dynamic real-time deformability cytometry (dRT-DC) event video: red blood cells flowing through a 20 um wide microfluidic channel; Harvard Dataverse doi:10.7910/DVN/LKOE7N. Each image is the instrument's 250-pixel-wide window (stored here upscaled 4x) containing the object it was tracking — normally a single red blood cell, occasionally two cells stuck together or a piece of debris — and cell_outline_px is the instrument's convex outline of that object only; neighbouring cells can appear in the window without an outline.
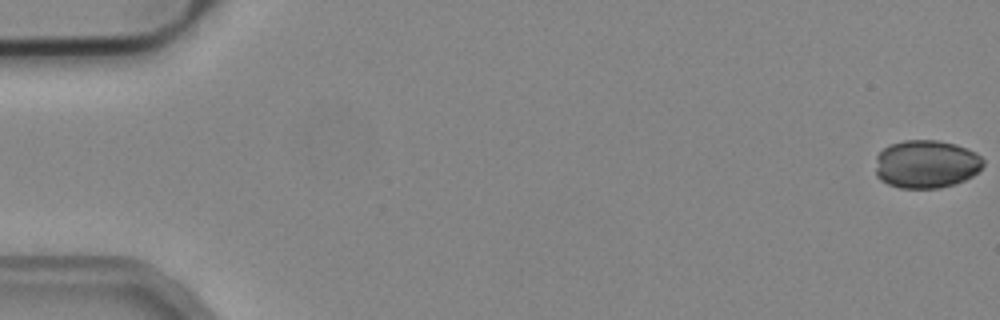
{"species": "common noctule bat (a hibernating species)", "species_latin": "Nyctalus noctula", "temperature_condition": "cold", "stored_images_in_passage": 49, "camera_frame_rate_fps": 3000, "um_per_image_px": 0.085, "animal": {"sex": "male", "body_mass_g": 19.2, "forearm_length_mm": 51.8}, "frame": {"image": 1, "passage_image": 1, "time_ms": 0.0, "image_size_px": [1000, 320], "cell_outline_px": [[984, 164], [972, 176], [964, 180], [940, 188], [900, 188], [888, 184], [880, 180], [876, 176], [876, 156], [888, 144], [904, 140], [936, 140], [956, 144], [976, 152], [984, 160]], "centroid_in_image_um": [78.71, 13.94], "position_along_channel_um": 6.3, "area_um2": 30.35}}
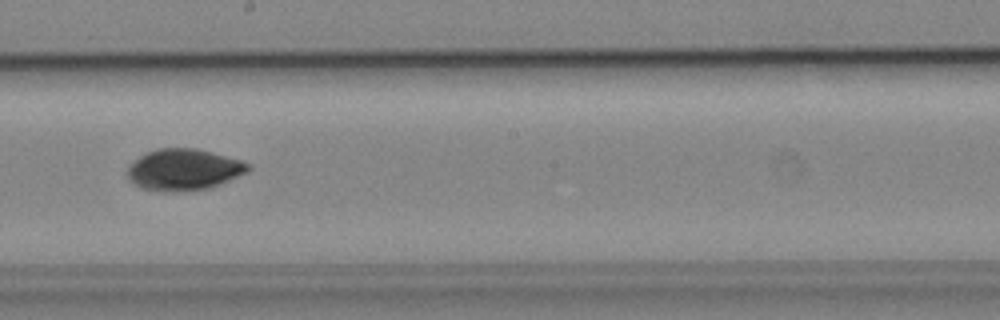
{"frame": {"image": 2, "passage_image": 31, "time_ms": 10.0, "image_size_px": [1000, 320], "cell_outline_px": [[252, 168], [248, 172], [220, 184], [208, 188], [180, 192], [160, 192], [140, 188], [128, 180], [128, 168], [140, 156], [156, 148], [196, 148], [212, 152], [240, 160], [248, 164]], "centroid_in_image_um": [15.61, 14.43], "position_along_channel_um": 232.6, "area_um2": 29.19}}
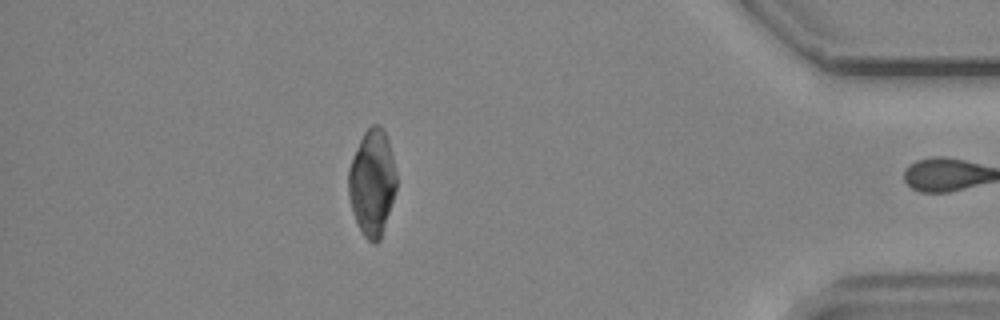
{"frame": {"image": 3, "passage_image": 48, "time_ms": 15.667, "image_size_px": [1000, 320], "cell_outline_px": [[396, 188], [380, 240], [376, 244], [372, 244], [360, 232], [352, 212], [348, 196], [348, 168], [356, 148], [364, 132], [372, 124], [380, 124], [388, 140], [396, 172]], "centroid_in_image_um": [31.61, 15.54], "position_along_channel_um": 403.6, "area_um2": 29.71}, "authors_computed_cell_mechanics": {"area_um2": 29.4202, "velocity_mm_per_s": 3.8182, "shape_relaxation_time_tau1_ms": 6.7718, "shape_relaxation_time_tau2_ms": 4.6101, "deformation_change_tau1": 0.1034, "deformation_change_tau2": 0.0513}}